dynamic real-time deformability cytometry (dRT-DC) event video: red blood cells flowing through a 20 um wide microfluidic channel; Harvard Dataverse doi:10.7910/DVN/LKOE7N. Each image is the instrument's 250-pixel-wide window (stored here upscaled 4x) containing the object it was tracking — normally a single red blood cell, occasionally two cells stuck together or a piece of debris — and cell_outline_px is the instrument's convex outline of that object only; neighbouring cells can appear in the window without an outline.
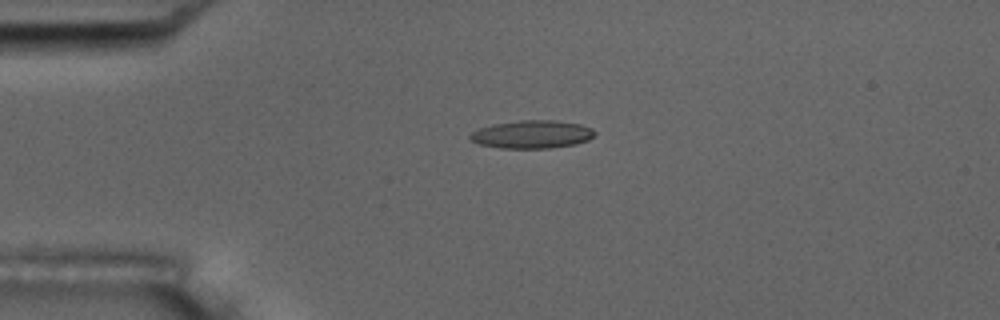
{"species": "common noctule bat (a hibernating species)", "species_latin": "Nyctalus noctula", "temperature_condition": "room temperature", "stored_images_in_passage": 1, "camera_frame_rate_fps": 3000, "um_per_image_px": 0.085, "animal": {"sex": "male", "body_mass_g": 17.5, "forearm_length_mm": 52.3}, "frame": {"image": 1, "passage_image": 1, "time_ms": 0.0, "image_size_px": [1000, 320], "cell_outline_px": [[596, 132], [588, 140], [576, 144], [548, 148], [500, 148], [480, 144], [472, 140], [468, 136], [472, 132], [480, 128], [492, 124], [520, 120], [556, 120], [580, 124], [592, 128]], "centroid_in_image_um": [45.23, 11.41], "position_along_channel_um": 39.8, "area_um2": 20.29}}